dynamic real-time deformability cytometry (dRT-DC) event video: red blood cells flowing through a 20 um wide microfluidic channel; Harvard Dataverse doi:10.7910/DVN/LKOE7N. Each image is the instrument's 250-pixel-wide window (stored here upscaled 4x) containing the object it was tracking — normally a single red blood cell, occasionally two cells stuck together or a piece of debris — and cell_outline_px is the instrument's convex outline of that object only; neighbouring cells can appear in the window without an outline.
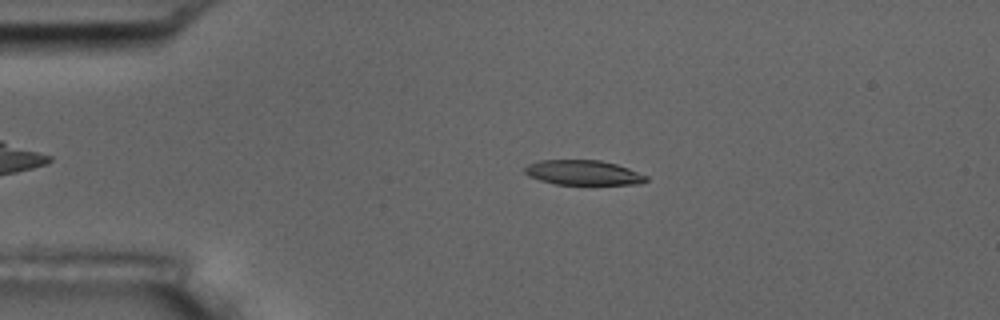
{"species": "common noctule bat (a hibernating species)", "species_latin": "Nyctalus noctula", "temperature_condition": "room temperature", "stored_images_in_passage": 4, "segment_of_instrument_passage": [1, 2], "camera_frame_rate_fps": 3000, "um_per_image_px": 0.085, "animal": {"sex": "male", "body_mass_g": 17.5, "forearm_length_mm": 52.3}, "frame": {"image": 1, "passage_image": 3, "time_ms": 2.0, "image_size_px": [1000, 320], "cell_outline_px": [[648, 180], [640, 184], [556, 184], [540, 180], [528, 176], [524, 172], [524, 168], [528, 164], [540, 160], [600, 160], [616, 164], [628, 168], [648, 176]], "centroid_in_image_um": [49.57, 14.67], "position_along_channel_um": 35.4, "area_um2": 17.51}}